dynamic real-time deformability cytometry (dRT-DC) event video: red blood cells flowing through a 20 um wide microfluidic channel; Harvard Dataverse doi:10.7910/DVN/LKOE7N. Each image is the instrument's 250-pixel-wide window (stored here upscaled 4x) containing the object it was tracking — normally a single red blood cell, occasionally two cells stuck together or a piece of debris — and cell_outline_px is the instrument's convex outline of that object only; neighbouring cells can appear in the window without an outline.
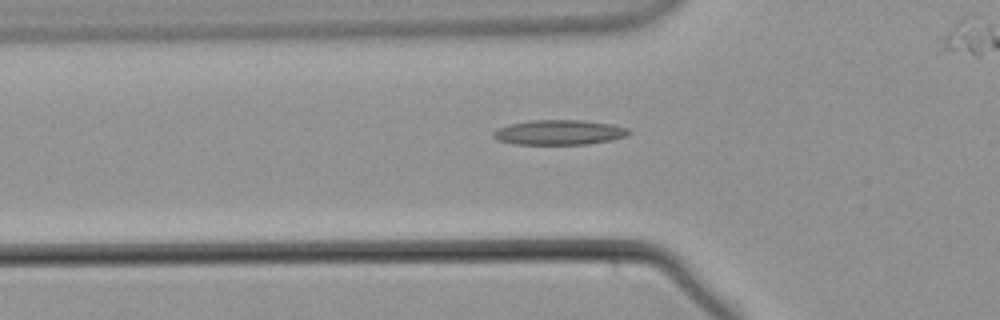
{"species": "common noctule bat (a hibernating species)", "species_latin": "Nyctalus noctula", "temperature_condition": "warm", "stored_images_in_passage": 45, "camera_frame_rate_fps": 3000, "um_per_image_px": 0.085, "animal": {"sex": "male", "body_mass_g": 21.5, "forearm_length_mm": 52.0}, "frame": {"image": 1, "passage_image": 8, "time_ms": 2.333, "image_size_px": [1000, 320], "cell_outline_px": [[632, 132], [624, 136], [612, 140], [588, 144], [516, 144], [500, 140], [492, 136], [492, 132], [496, 128], [508, 124], [532, 120], [580, 120], [612, 124], [628, 128]], "centroid_in_image_um": [47.52, 11.24], "position_along_channel_um": 78.3, "area_um2": 19.65}}
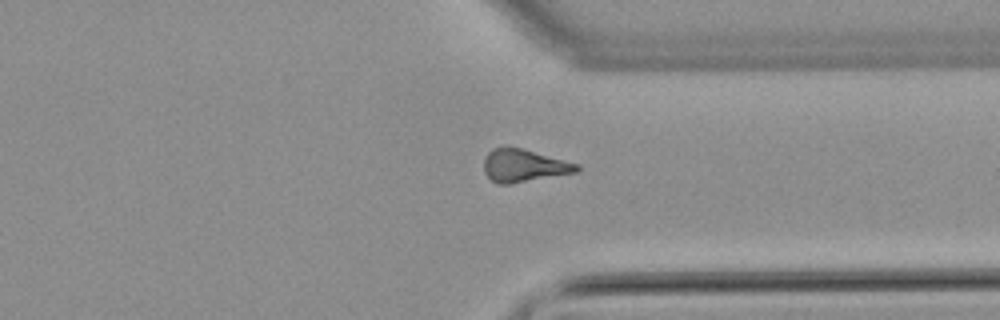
{"frame": {"image": 2, "passage_image": 32, "time_ms": 10.333, "image_size_px": [1000, 320], "cell_outline_px": [[580, 168], [576, 172], [512, 184], [500, 184], [492, 180], [484, 172], [484, 156], [492, 148], [508, 144], [524, 148], [580, 164]], "centroid_in_image_um": [44.51, 14.04], "position_along_channel_um": 366.9, "area_um2": 18.21}}
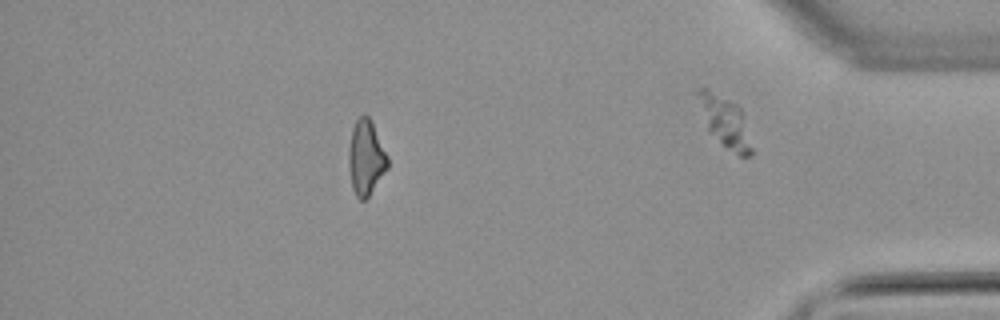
{"frame": {"image": 3, "passage_image": 39, "time_ms": 12.667, "image_size_px": [1000, 320], "cell_outline_px": [[388, 168], [368, 200], [360, 200], [356, 196], [352, 188], [348, 164], [348, 148], [352, 128], [356, 120], [364, 112], [372, 120], [388, 156]], "centroid_in_image_um": [31.11, 13.41], "position_along_channel_um": 404.1, "area_um2": 17.57}}